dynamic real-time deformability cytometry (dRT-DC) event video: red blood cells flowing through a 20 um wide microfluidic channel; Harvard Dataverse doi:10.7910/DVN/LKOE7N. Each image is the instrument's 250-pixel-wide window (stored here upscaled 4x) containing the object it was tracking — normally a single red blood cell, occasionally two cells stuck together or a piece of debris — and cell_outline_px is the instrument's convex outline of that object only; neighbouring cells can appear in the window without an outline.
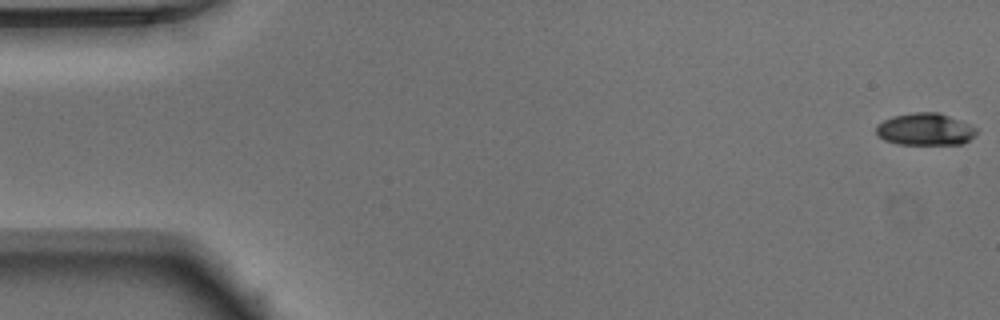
{"species": "Egyptian fruit bat (a non-hibernating species)", "species_latin": "Rousettus aegyptiacus", "temperature_condition": "warm", "stored_images_in_passage": 51, "camera_frame_rate_fps": 3000, "um_per_image_px": 0.085, "animal": {"sex": "male"}, "frame": {"image": 1, "passage_image": 1, "time_ms": 0.0, "image_size_px": [1000, 320], "cell_outline_px": [[976, 136], [964, 144], [896, 144], [884, 140], [876, 136], [876, 124], [892, 116], [916, 112], [940, 112], [968, 124], [976, 128]], "centroid_in_image_um": [78.61, 11.0], "position_along_channel_um": 6.4, "area_um2": 18.96}}
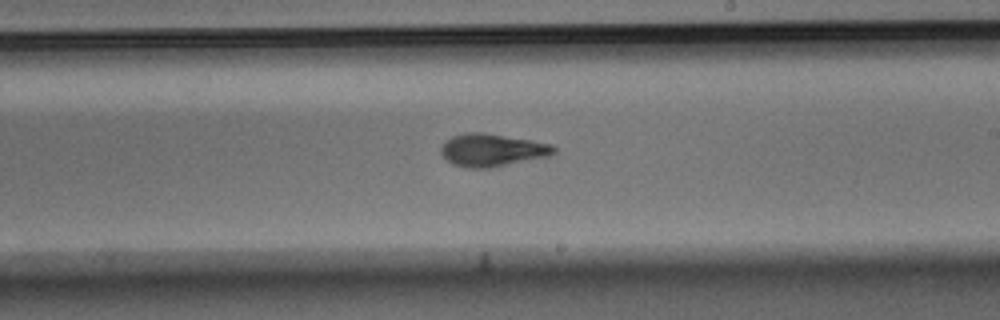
{"frame": {"image": 2, "passage_image": 30, "time_ms": 9.667, "image_size_px": [1000, 320], "cell_outline_px": [[556, 152], [548, 156], [488, 168], [468, 168], [452, 164], [440, 152], [440, 148], [452, 136], [464, 132], [484, 132], [552, 144], [556, 148]], "centroid_in_image_um": [41.82, 12.75], "position_along_channel_um": 247.2, "area_um2": 21.27}}
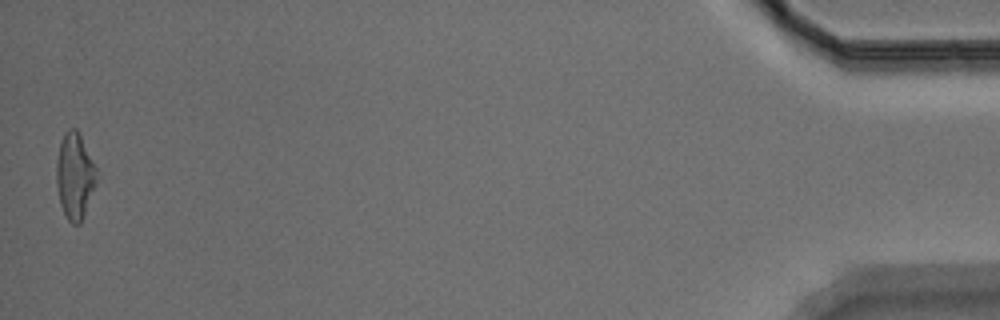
{"frame": {"image": 3, "passage_image": 51, "time_ms": 16.667, "image_size_px": [1000, 320], "cell_outline_px": [[96, 184], [84, 216], [80, 224], [72, 224], [68, 220], [60, 204], [56, 184], [56, 164], [60, 140], [64, 132], [68, 128], [76, 128], [80, 132], [96, 168]], "centroid_in_image_um": [6.35, 14.93], "position_along_channel_um": 428.9, "area_um2": 20.35}, "authors_computed_cell_mechanics": {"area_um2": 20.23, "velocity_mm_per_s": 3.9581, "shape_relaxation_time_tau1_ms": 3.34, "shape_relaxation_time_tau2_ms": 2.1769, "deformation_change_tau1": 0.1755, "deformation_change_tau2": 0.1041}}